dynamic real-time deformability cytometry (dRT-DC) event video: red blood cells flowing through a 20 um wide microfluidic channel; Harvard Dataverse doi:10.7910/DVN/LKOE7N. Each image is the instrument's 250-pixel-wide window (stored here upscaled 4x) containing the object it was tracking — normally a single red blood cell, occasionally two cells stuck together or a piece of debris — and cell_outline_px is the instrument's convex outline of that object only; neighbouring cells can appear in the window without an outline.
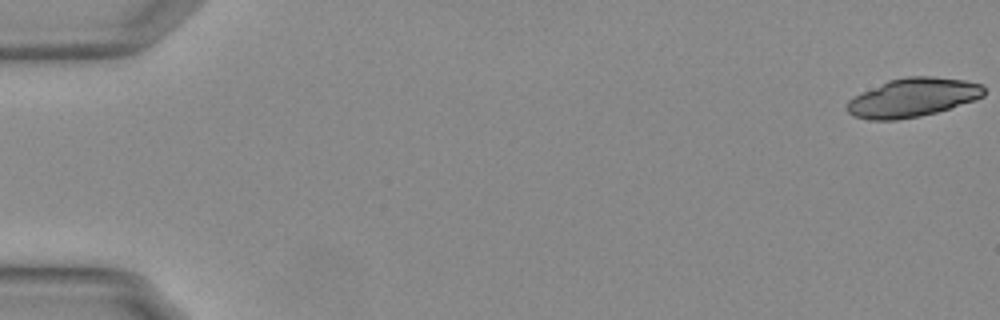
{"species": "Egyptian fruit bat (a non-hibernating species)", "species_latin": "Rousettus aegyptiacus", "temperature_condition": "warm", "stored_images_in_passage": 17, "camera_frame_rate_fps": 3000, "um_per_image_px": 0.085, "animal": {"sex": "female"}, "frame": {"image": 1, "passage_image": 1, "time_ms": 0.0, "image_size_px": [1000, 320], "cell_outline_px": [[984, 96], [976, 100], [936, 112], [920, 116], [896, 120], [868, 120], [852, 116], [844, 108], [848, 100], [888, 80], [908, 76], [932, 76], [964, 80], [980, 84], [984, 88]], "centroid_in_image_um": [77.57, 8.3], "position_along_channel_um": 7.4, "area_um2": 30.87}}
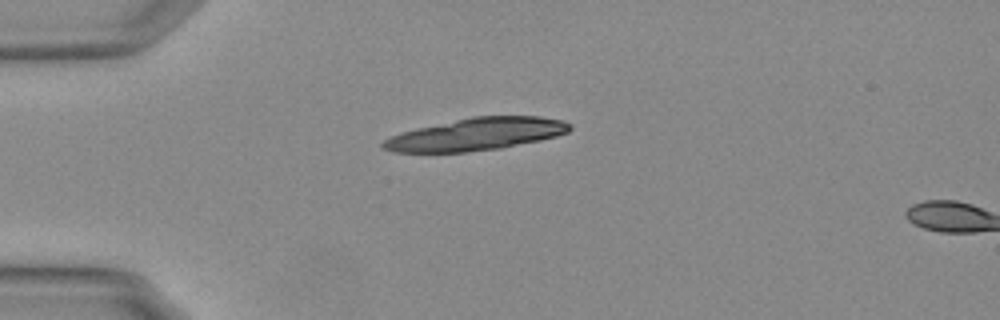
{"frame": {"image": 2, "passage_image": 15, "time_ms": 4.667, "image_size_px": [1000, 320], "cell_outline_px": [[572, 128], [568, 132], [556, 136], [540, 140], [500, 148], [464, 152], [392, 152], [384, 148], [380, 144], [384, 140], [400, 132], [416, 128], [472, 116], [540, 116], [564, 120], [572, 124]], "centroid_in_image_um": [40.5, 11.4], "position_along_channel_um": 44.5, "area_um2": 35.2}}